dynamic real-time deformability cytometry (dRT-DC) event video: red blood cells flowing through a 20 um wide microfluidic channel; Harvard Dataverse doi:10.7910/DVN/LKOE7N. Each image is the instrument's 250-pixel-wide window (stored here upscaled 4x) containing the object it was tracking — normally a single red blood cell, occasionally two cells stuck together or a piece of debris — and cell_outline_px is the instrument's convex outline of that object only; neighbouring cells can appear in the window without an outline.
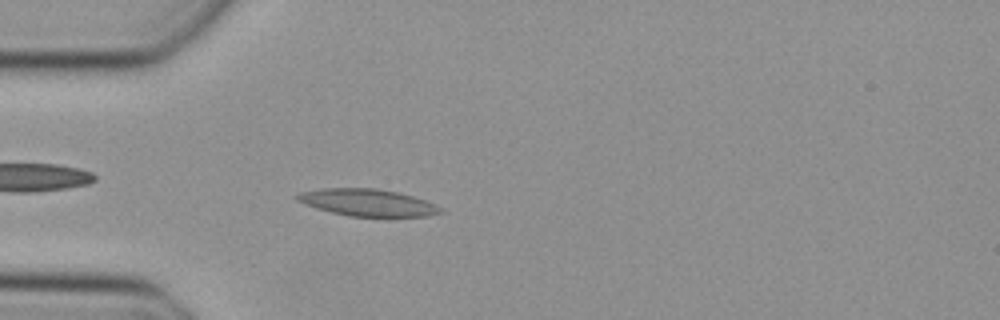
{"species": "Egyptian fruit bat (a non-hibernating species)", "species_latin": "Rousettus aegyptiacus", "temperature_condition": "cold", "stored_images_in_passage": 17, "camera_frame_rate_fps": 3000, "um_per_image_px": 0.085, "animal": {"sex": "female"}, "frame": {"image": 1, "passage_image": 1, "time_ms": 0.0, "image_size_px": [1000, 320], "cell_outline_px": [[444, 212], [428, 216], [348, 216], [316, 208], [304, 204], [296, 200], [296, 196], [300, 192], [324, 188], [376, 188], [396, 192], [412, 196], [424, 200], [444, 208]], "centroid_in_image_um": [31.24, 17.22], "position_along_channel_um": 53.8, "area_um2": 22.43}}
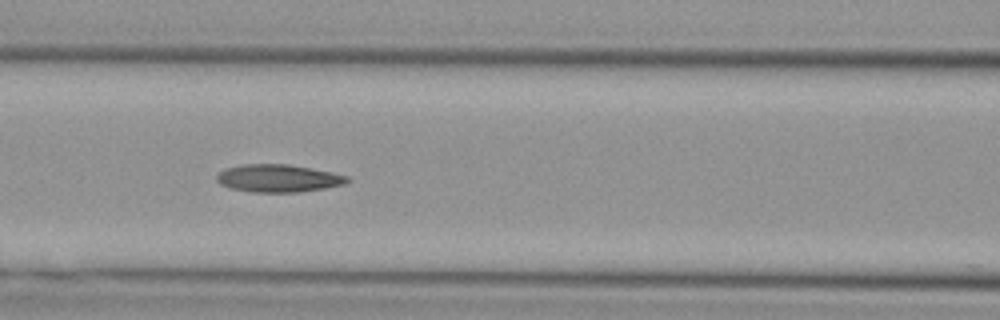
{"frame": {"image": 2, "passage_image": 8, "time_ms": 2.333, "image_size_px": [1000, 320], "cell_outline_px": [[348, 180], [344, 184], [324, 188], [300, 192], [252, 192], [232, 188], [220, 184], [216, 180], [216, 176], [224, 168], [240, 164], [288, 164], [332, 172], [348, 176]], "centroid_in_image_um": [23.62, 15.15], "position_along_channel_um": 143.0, "area_um2": 20.98}}
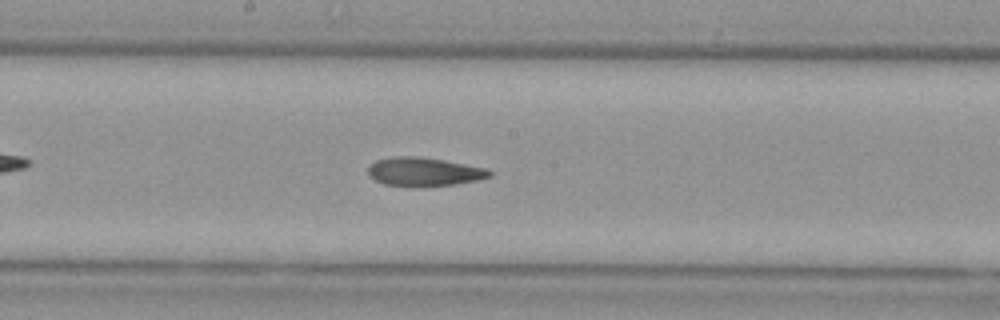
{"frame": {"image": 3, "passage_image": 13, "time_ms": 4.0, "image_size_px": [1000, 320], "cell_outline_px": [[492, 176], [480, 180], [456, 184], [424, 188], [408, 188], [384, 184], [368, 176], [368, 164], [376, 160], [396, 156], [420, 156], [444, 160], [488, 168], [492, 172]], "centroid_in_image_um": [36.04, 14.63], "position_along_channel_um": 212.2, "area_um2": 21.1}}